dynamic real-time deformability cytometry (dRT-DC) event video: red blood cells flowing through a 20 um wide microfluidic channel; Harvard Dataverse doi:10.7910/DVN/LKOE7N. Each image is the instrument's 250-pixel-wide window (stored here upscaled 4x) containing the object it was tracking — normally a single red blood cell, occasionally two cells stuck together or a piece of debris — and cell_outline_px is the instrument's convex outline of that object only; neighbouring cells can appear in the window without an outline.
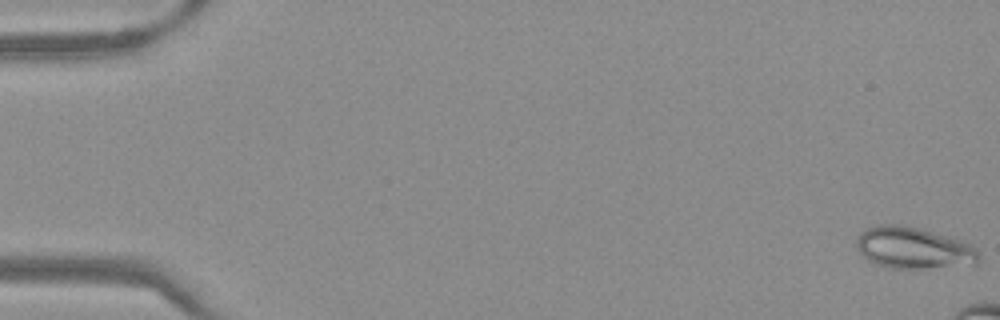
{"species": "Egyptian fruit bat (a non-hibernating species)", "species_latin": "Rousettus aegyptiacus", "temperature_condition": "warm", "stored_images_in_passage": 10, "camera_frame_rate_fps": 3000, "um_per_image_px": 0.085, "frame": {"image": 1, "passage_image": 1, "time_ms": 0.0, "image_size_px": [1000, 320], "cell_outline_px": [[980, 252], [976, 264], [920, 268], [888, 268], [876, 264], [868, 260], [860, 252], [856, 244], [856, 236], [860, 232], [876, 224], [900, 224], [920, 228], [952, 236], [972, 244]], "centroid_in_image_um": [77.65, 21.05], "position_along_channel_um": 7.3, "area_um2": 29.94}}